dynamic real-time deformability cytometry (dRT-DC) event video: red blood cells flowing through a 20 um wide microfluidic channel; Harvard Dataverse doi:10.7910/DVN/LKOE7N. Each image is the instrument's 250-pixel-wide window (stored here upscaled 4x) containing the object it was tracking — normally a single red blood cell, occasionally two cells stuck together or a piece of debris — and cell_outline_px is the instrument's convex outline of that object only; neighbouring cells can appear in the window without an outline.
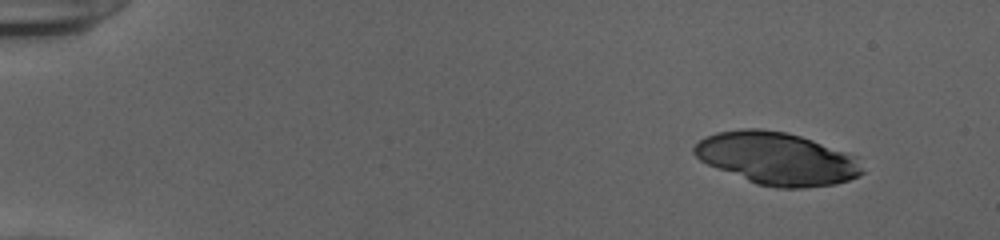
{"species": "human", "species_latin": "Homo sapiens", "temperature_condition": "cold", "stored_images_in_passage": 48, "segment_of_instrument_passage": [1, 2], "camera_frame_rate_fps": 3000, "um_per_image_px": 0.085, "donor": {"sex": "female"}, "frame": {"image": 1, "passage_image": 1, "time_ms": 0.0, "image_size_px": [1000, 240], "cell_outline_px": [[864, 172], [860, 176], [836, 184], [804, 188], [776, 188], [756, 184], [716, 168], [700, 160], [692, 152], [692, 148], [700, 140], [716, 132], [744, 128], [760, 128], [788, 132], [812, 140], [856, 156]], "centroid_in_image_um": [66.03, 13.48], "position_along_channel_um": 19.0, "area_um2": 51.44}}
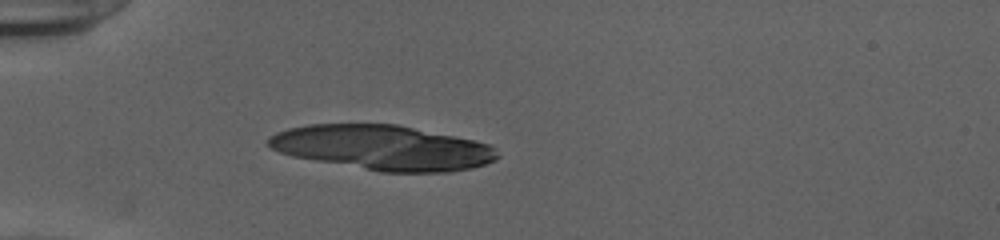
{"frame": {"image": 2, "passage_image": 12, "time_ms": 3.667, "image_size_px": [1000, 240], "cell_outline_px": [[500, 156], [496, 160], [472, 168], [452, 172], [380, 172], [292, 156], [280, 152], [264, 144], [268, 136], [276, 132], [288, 128], [308, 124], [396, 124], [476, 140], [488, 144]], "centroid_in_image_um": [32.5, 12.55], "position_along_channel_um": 52.5, "area_um2": 60.05}}